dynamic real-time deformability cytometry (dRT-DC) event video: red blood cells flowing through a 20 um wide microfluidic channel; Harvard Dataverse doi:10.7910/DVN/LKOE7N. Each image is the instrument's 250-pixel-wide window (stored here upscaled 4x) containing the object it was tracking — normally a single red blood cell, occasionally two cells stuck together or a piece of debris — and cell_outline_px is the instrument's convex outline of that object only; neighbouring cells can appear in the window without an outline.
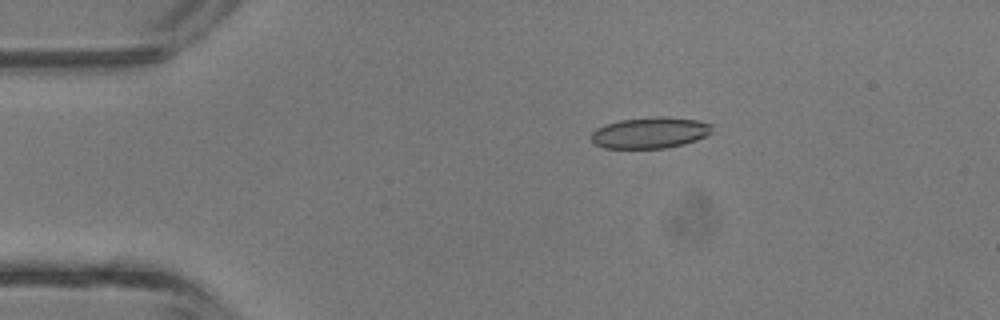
{"species": "common noctule bat (a hibernating species)", "species_latin": "Nyctalus noctula", "temperature_condition": "room temperature", "stored_images_in_passage": 4, "camera_frame_rate_fps": 3000, "um_per_image_px": 0.085, "animal": {"sex": "male", "body_mass_g": 13.3}, "frame": {"image": 1, "passage_image": 3, "time_ms": 0.667, "image_size_px": [1000, 320], "cell_outline_px": [[712, 132], [696, 140], [684, 144], [664, 148], [604, 148], [596, 144], [592, 140], [592, 132], [596, 128], [604, 124], [620, 120], [660, 116], [664, 116], [696, 120], [712, 124]], "centroid_in_image_um": [55.25, 11.28], "position_along_channel_um": 29.8, "area_um2": 21.85}}